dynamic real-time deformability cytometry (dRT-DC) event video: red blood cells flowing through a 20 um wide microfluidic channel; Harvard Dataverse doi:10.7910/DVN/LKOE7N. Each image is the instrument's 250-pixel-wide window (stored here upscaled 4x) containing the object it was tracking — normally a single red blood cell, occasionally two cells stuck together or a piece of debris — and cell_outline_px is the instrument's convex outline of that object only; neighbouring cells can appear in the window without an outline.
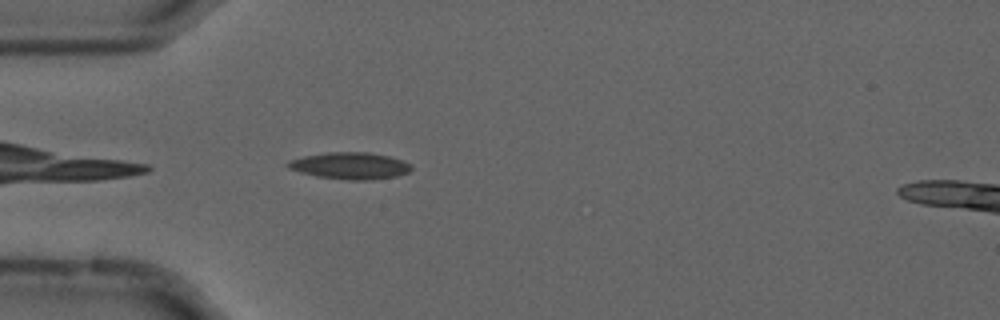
{"species": "common noctule bat (a hibernating species)", "species_latin": "Nyctalus noctula", "temperature_condition": "cold", "stored_images_in_passage": 33, "camera_frame_rate_fps": 3000, "um_per_image_px": 0.085, "animal": {"sex": "male", "forearm_length_mm": 52.5}, "frame": {"image": 1, "passage_image": 2, "time_ms": 0.333, "image_size_px": [1000, 320], "cell_outline_px": [[412, 168], [408, 172], [396, 176], [372, 180], [348, 180], [316, 176], [300, 172], [288, 168], [284, 164], [288, 160], [304, 156], [328, 152], [368, 152], [388, 156], [404, 160], [412, 164]], "centroid_in_image_um": [29.75, 14.09], "position_along_channel_um": 55.2, "area_um2": 19.42}}
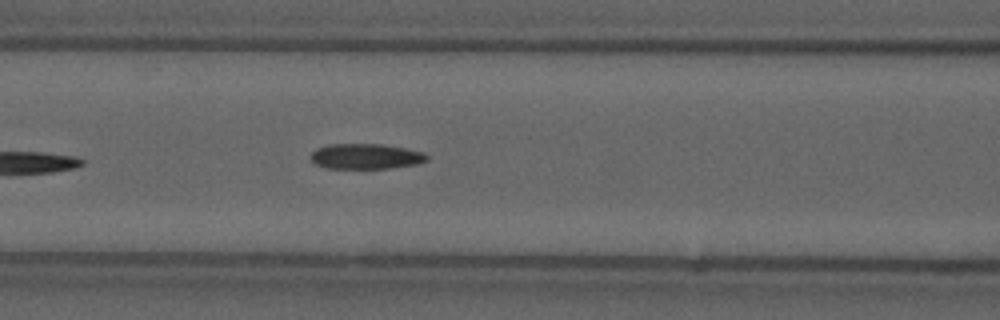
{"frame": {"image": 2, "passage_image": 9, "time_ms": 2.667, "image_size_px": [1000, 320], "cell_outline_px": [[428, 160], [416, 164], [388, 168], [328, 168], [316, 164], [308, 156], [316, 148], [328, 144], [384, 144], [424, 152], [428, 156]], "centroid_in_image_um": [31.08, 13.28], "position_along_channel_um": 135.5, "area_um2": 17.17}}
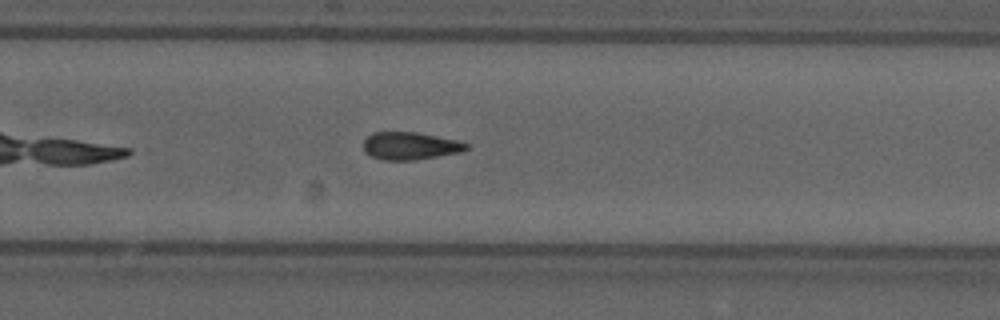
{"frame": {"image": 3, "passage_image": 22, "time_ms": 7.0, "image_size_px": [1000, 320], "cell_outline_px": [[468, 148], [460, 152], [412, 160], [380, 160], [364, 152], [364, 140], [372, 132], [416, 132], [460, 140], [468, 144]], "centroid_in_image_um": [34.85, 12.39], "position_along_channel_um": 294.9, "area_um2": 16.53}, "authors_computed_cell_mechanics": {"area_um2": 17.1088, "velocity_mm_per_s": 3.6918, "shape_relaxation_time_tau1_ms": null, "shape_relaxation_time_tau2_ms": 10.9312, "deformation_change_tau1": null, "deformation_change_tau2": 0.2446}}